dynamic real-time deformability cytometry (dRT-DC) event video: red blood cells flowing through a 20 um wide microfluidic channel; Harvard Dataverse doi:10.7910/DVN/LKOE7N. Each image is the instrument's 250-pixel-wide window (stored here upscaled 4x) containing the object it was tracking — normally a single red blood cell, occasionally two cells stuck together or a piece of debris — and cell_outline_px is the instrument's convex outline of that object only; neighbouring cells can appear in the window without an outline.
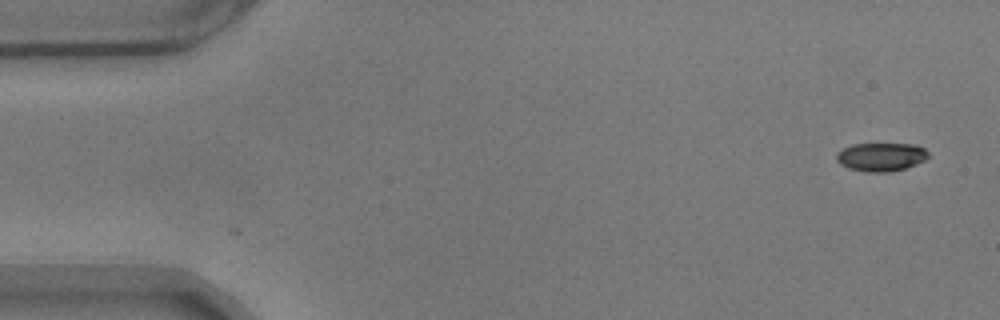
{"species": "common noctule bat (a hibernating species)", "species_latin": "Nyctalus noctula", "temperature_condition": "warm", "stored_images_in_passage": 56, "camera_frame_rate_fps": 3000, "um_per_image_px": 0.085, "animal": {"sex": "male", "body_mass_g": 17.9}, "frame": {"image": 1, "passage_image": 1, "time_ms": 0.0, "image_size_px": [1000, 320], "cell_outline_px": [[928, 156], [924, 160], [916, 164], [904, 168], [888, 172], [868, 172], [848, 168], [840, 164], [836, 160], [836, 156], [844, 148], [852, 144], [916, 144], [924, 148], [928, 152]], "centroid_in_image_um": [74.9, 13.33], "position_along_channel_um": 10.1, "area_um2": 15.09}}
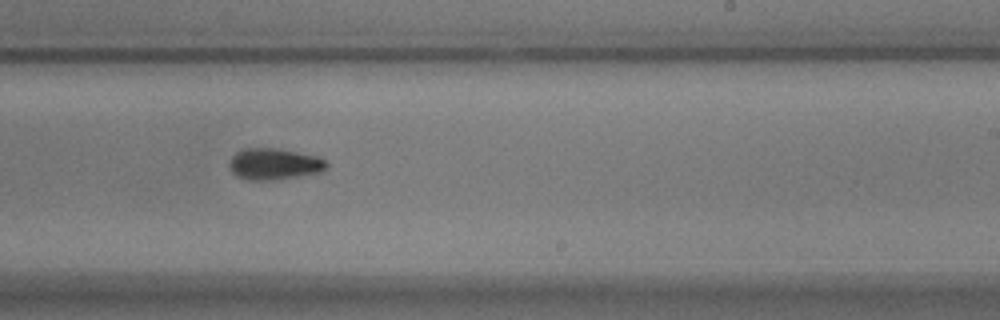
{"frame": {"image": 2, "passage_image": 33, "time_ms": 10.667, "image_size_px": [1000, 320], "cell_outline_px": [[328, 164], [320, 172], [296, 176], [268, 180], [248, 180], [236, 176], [228, 168], [228, 164], [232, 156], [236, 152], [244, 148], [276, 148], [316, 156], [328, 160]], "centroid_in_image_um": [23.25, 13.93], "position_along_channel_um": 265.7, "area_um2": 17.69}}
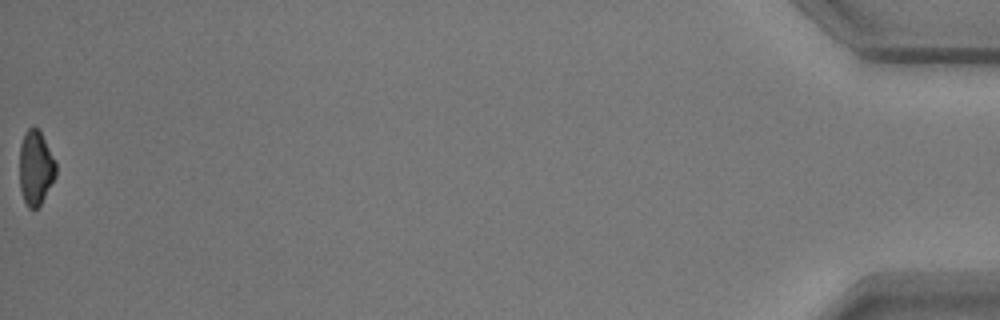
{"frame": {"image": 3, "passage_image": 56, "time_ms": 18.333, "image_size_px": [1000, 320], "cell_outline_px": [[56, 176], [40, 204], [36, 208], [28, 208], [24, 200], [20, 188], [20, 144], [24, 132], [32, 124], [40, 132], [56, 160]], "centroid_in_image_um": [3.03, 14.23], "position_along_channel_um": 432.2, "area_um2": 15.78}, "authors_computed_cell_mechanics": {"area_um2": 17.0221, "velocity_mm_per_s": 3.5219, "shape_relaxation_time_tau1_ms": 4.6036, "shape_relaxation_time_tau2_ms": 4.7862, "deformation_change_tau1": 0.1532, "deformation_change_tau2": 0.0946}}